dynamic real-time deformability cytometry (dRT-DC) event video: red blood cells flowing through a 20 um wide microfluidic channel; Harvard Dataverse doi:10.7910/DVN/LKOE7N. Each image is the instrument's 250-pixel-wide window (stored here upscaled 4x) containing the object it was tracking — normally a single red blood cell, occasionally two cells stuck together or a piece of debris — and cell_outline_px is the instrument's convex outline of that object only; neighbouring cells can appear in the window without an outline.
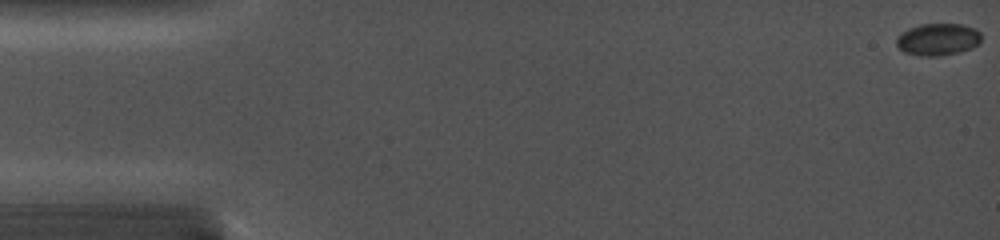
{"species": "common noctule bat (a hibernating species)", "species_latin": "Nyctalus noctula", "temperature_condition": "cold", "stored_images_in_passage": 89, "camera_frame_rate_fps": 5000, "um_per_image_px": 0.085, "animal": {"sex": "female", "body_mass_g": 19.0, "forearm_length_mm": 56.7}, "frame": {"image": 1, "passage_image": 1, "time_ms": 0.0, "image_size_px": [1000, 240], "cell_outline_px": [[980, 40], [972, 48], [940, 56], [920, 56], [904, 52], [896, 44], [896, 36], [900, 32], [908, 28], [920, 24], [960, 24], [976, 28], [980, 32]], "centroid_in_image_um": [79.68, 3.34], "position_along_channel_um": 5.3, "area_um2": 15.9}}
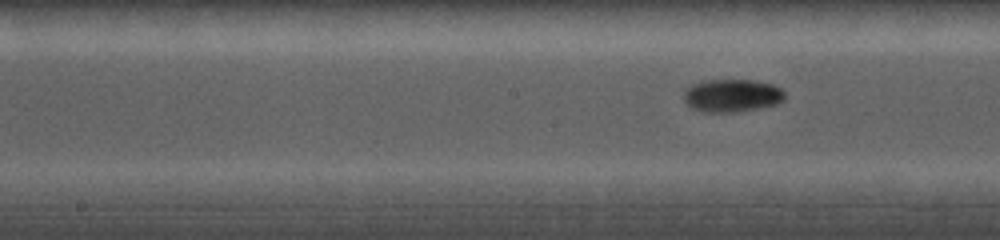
{"frame": {"image": 2, "passage_image": 49, "time_ms": 8.2, "image_size_px": [1000, 240], "cell_outline_px": [[784, 96], [776, 104], [736, 112], [700, 112], [692, 108], [684, 100], [684, 92], [692, 84], [704, 80], [756, 80], [772, 84], [780, 88], [784, 92]], "centroid_in_image_um": [62.18, 8.11], "position_along_channel_um": 186.0, "area_um2": 19.19}}
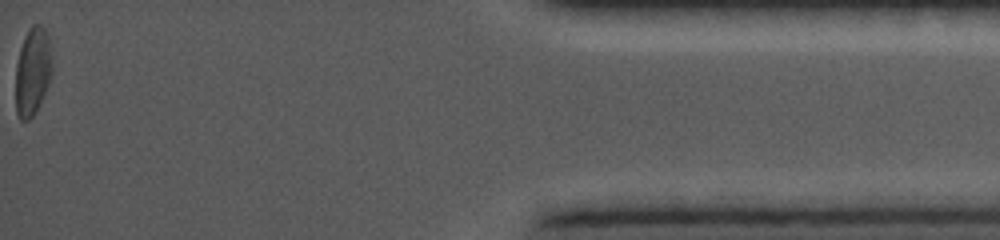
{"frame": {"image": 3, "passage_image": 89, "time_ms": 16.0, "image_size_px": [1000, 240], "cell_outline_px": [[52, 72], [48, 84], [36, 112], [28, 120], [20, 120], [16, 112], [16, 64], [20, 48], [24, 36], [28, 28], [32, 24], [40, 24], [44, 28], [48, 36], [52, 56]], "centroid_in_image_um": [2.78, 6.04], "position_along_channel_um": 432.4, "area_um2": 18.84}}